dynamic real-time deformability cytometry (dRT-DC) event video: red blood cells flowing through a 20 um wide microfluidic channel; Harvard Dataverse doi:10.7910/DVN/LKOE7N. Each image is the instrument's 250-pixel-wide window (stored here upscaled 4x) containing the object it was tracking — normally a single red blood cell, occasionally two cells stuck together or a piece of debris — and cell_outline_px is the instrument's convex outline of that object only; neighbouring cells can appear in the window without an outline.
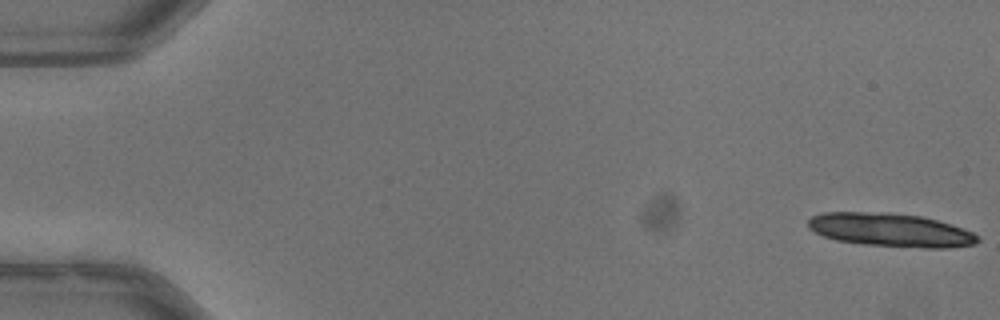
{"species": "common noctule bat (a hibernating species)", "species_latin": "Nyctalus noctula", "temperature_condition": "warm", "stored_images_in_passage": 17, "camera_frame_rate_fps": 3000, "um_per_image_px": 0.085, "animal": {"sex": "male", "body_mass_g": 13.3}, "frame": {"image": 1, "passage_image": 1, "time_ms": 0.0, "image_size_px": [1000, 320], "cell_outline_px": [[980, 240], [976, 244], [948, 248], [924, 248], [864, 244], [836, 240], [824, 236], [808, 228], [808, 220], [812, 216], [824, 212], [880, 212], [920, 216], [936, 220], [972, 232], [980, 236]], "centroid_in_image_um": [75.69, 19.55], "position_along_channel_um": 9.3, "area_um2": 32.83}}